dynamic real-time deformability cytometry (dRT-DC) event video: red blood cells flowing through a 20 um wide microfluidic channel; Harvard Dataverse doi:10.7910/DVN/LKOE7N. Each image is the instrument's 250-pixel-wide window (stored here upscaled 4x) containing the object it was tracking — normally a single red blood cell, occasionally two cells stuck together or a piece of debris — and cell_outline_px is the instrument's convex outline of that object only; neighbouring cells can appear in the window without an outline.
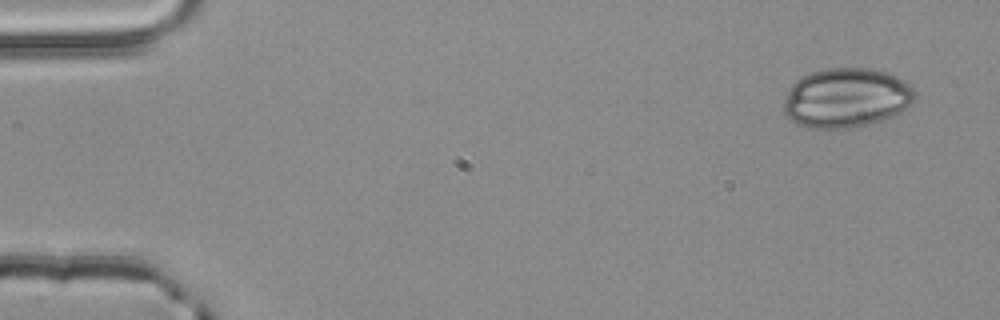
{"species": "common noctule bat (a hibernating species)", "species_latin": "Nyctalus noctula", "temperature_condition": "room temperature", "stored_images_in_passage": 4, "camera_frame_rate_fps": 3000, "um_per_image_px": 0.085, "animal": {"sex": "male", "body_mass_g": 20.4}, "frame": {"image": 1, "passage_image": 1, "time_ms": 0.0, "image_size_px": [1000, 320], "cell_outline_px": [[916, 100], [912, 104], [892, 116], [868, 124], [848, 128], [808, 128], [796, 124], [784, 112], [784, 100], [788, 88], [796, 80], [812, 72], [824, 68], [872, 68], [888, 72], [904, 80], [916, 92]], "centroid_in_image_um": [71.94, 8.31], "position_along_channel_um": 13.1, "area_um2": 45.66}}